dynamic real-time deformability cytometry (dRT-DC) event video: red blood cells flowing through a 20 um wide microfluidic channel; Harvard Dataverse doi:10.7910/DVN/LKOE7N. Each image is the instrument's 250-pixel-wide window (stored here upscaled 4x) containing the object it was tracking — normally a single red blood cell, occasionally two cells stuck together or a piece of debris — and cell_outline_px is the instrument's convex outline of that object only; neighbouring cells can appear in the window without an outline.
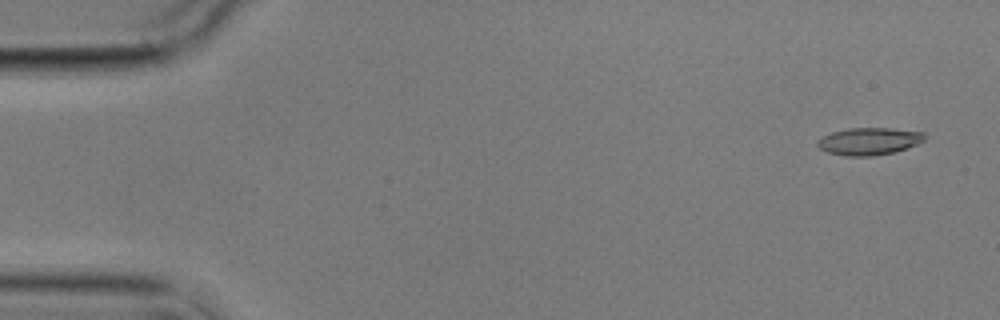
{"species": "common noctule bat (a hibernating species)", "species_latin": "Nyctalus noctula", "temperature_condition": "cold", "stored_images_in_passage": 4, "camera_frame_rate_fps": 3000, "um_per_image_px": 0.085, "animal": {"sex": "male", "body_mass_g": 17.9}, "frame": {"image": 1, "passage_image": 1, "time_ms": 0.0, "image_size_px": [1000, 320], "cell_outline_px": [[924, 140], [916, 144], [892, 152], [872, 156], [844, 156], [828, 152], [820, 148], [816, 144], [816, 140], [820, 136], [832, 132], [848, 128], [892, 128], [924, 132]], "centroid_in_image_um": [73.8, 12.0], "position_along_channel_um": 11.2, "area_um2": 16.99}}
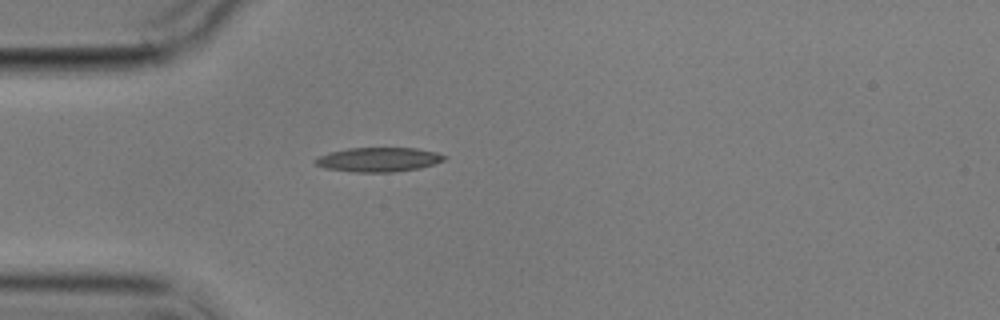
{"frame": {"image": 2, "passage_image": 4, "time_ms": 4.333, "image_size_px": [1000, 320], "cell_outline_px": [[448, 156], [444, 160], [420, 168], [392, 172], [352, 172], [324, 168], [316, 164], [312, 160], [320, 156], [332, 152], [348, 148], [416, 148], [436, 152]], "centroid_in_image_um": [32.18, 13.56], "position_along_channel_um": 52.8, "area_um2": 18.21}}